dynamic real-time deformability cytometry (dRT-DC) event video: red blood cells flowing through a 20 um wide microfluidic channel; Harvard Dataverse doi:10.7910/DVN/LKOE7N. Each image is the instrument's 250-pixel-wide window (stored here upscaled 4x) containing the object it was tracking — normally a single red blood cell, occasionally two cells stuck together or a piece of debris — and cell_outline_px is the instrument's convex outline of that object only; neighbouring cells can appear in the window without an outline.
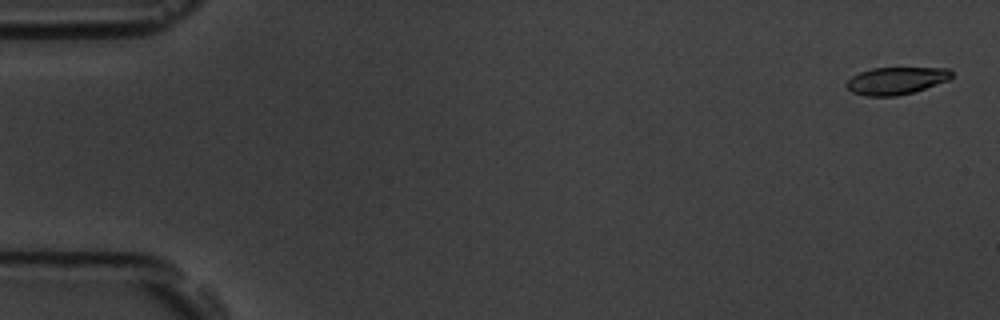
{"species": "common noctule bat (a hibernating species)", "species_latin": "Nyctalus noctula", "temperature_condition": "room temperature", "stored_images_in_passage": 6, "camera_frame_rate_fps": 3000, "um_per_image_px": 0.085, "animal": {"sex": "male", "body_mass_g": 19.5, "forearm_length_mm": 54.6}, "frame": {"image": 1, "passage_image": 1, "time_ms": 0.0, "image_size_px": [1000, 320], "cell_outline_px": [[952, 76], [948, 80], [912, 92], [896, 96], [868, 96], [852, 92], [844, 84], [852, 76], [860, 72], [872, 68], [948, 68], [952, 72]], "centroid_in_image_um": [76.14, 6.85], "position_along_channel_um": 8.9, "area_um2": 16.53}}
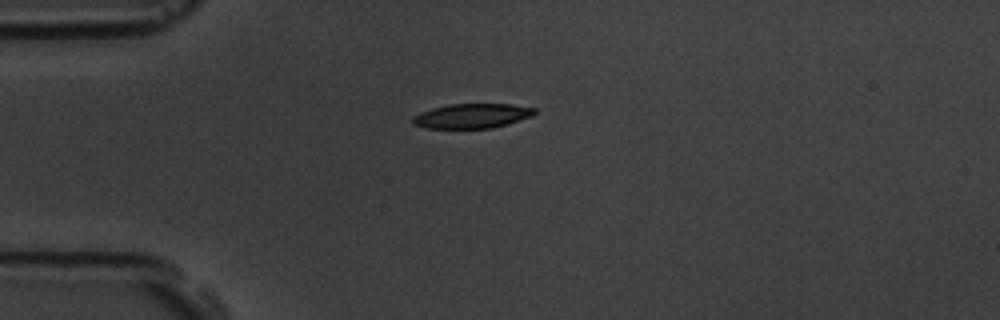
{"frame": {"image": 2, "passage_image": 4, "time_ms": 4.333, "image_size_px": [1000, 320], "cell_outline_px": [[536, 112], [532, 116], [508, 124], [492, 128], [424, 128], [412, 124], [412, 116], [420, 112], [432, 108], [448, 104], [512, 104], [536, 108]], "centroid_in_image_um": [40.1, 9.85], "position_along_channel_um": 44.9, "area_um2": 17.63}}
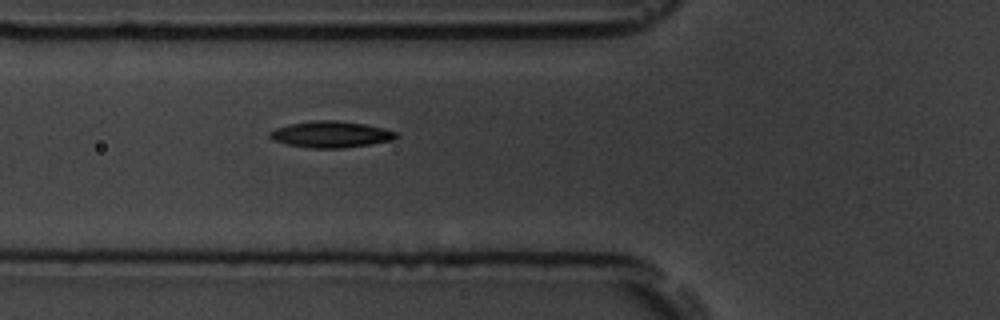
{"frame": {"image": 3, "passage_image": 6, "time_ms": 6.333, "image_size_px": [1000, 320], "cell_outline_px": [[400, 136], [392, 140], [368, 144], [340, 148], [308, 148], [288, 144], [272, 140], [268, 136], [268, 132], [276, 128], [288, 124], [312, 120], [336, 120], [364, 124], [384, 128], [396, 132]], "centroid_in_image_um": [28.09, 11.41], "position_along_channel_um": 97.7, "area_um2": 19.42}}